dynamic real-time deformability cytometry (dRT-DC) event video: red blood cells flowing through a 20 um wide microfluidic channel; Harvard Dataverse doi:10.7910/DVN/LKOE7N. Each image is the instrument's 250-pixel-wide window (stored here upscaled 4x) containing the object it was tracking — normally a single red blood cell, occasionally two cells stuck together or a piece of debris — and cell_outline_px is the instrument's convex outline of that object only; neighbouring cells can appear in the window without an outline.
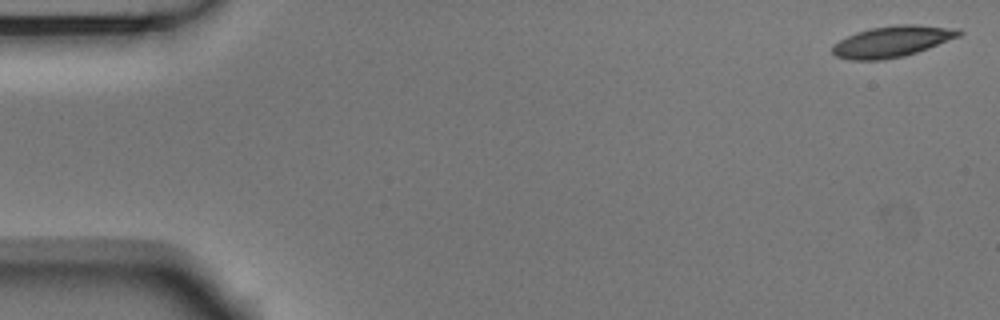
{"species": "Egyptian fruit bat (a non-hibernating species)", "species_latin": "Rousettus aegyptiacus", "temperature_condition": "room temperature", "stored_images_in_passage": 51, "camera_frame_rate_fps": 3000, "um_per_image_px": 0.085, "animal": {"sex": "male"}, "frame": {"image": 1, "passage_image": 1, "time_ms": 0.0, "image_size_px": [1000, 320], "cell_outline_px": [[964, 32], [960, 36], [928, 48], [904, 56], [880, 60], [848, 60], [836, 56], [832, 52], [832, 48], [840, 40], [856, 32], [872, 28], [904, 24], [912, 24], [960, 28]], "centroid_in_image_um": [75.87, 3.52], "position_along_channel_um": 9.1, "area_um2": 22.77}}
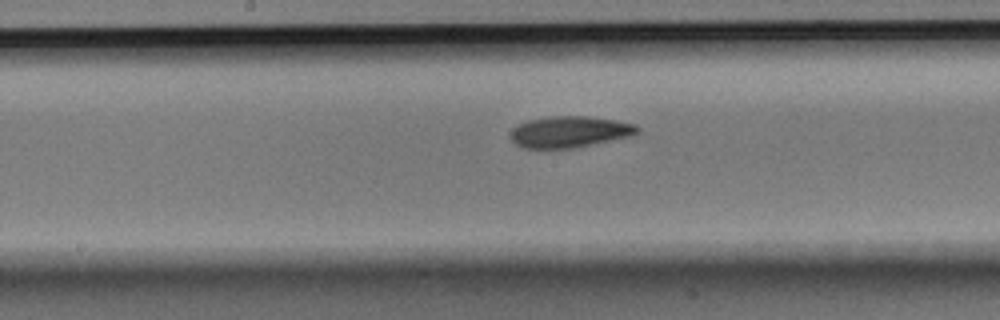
{"frame": {"image": 2, "passage_image": 27, "time_ms": 8.667, "image_size_px": [1000, 320], "cell_outline_px": [[640, 132], [632, 136], [572, 148], [524, 148], [516, 144], [512, 140], [512, 128], [528, 120], [548, 116], [588, 116], [616, 120], [636, 124], [640, 128]], "centroid_in_image_um": [48.47, 11.19], "position_along_channel_um": 199.7, "area_um2": 23.12}}
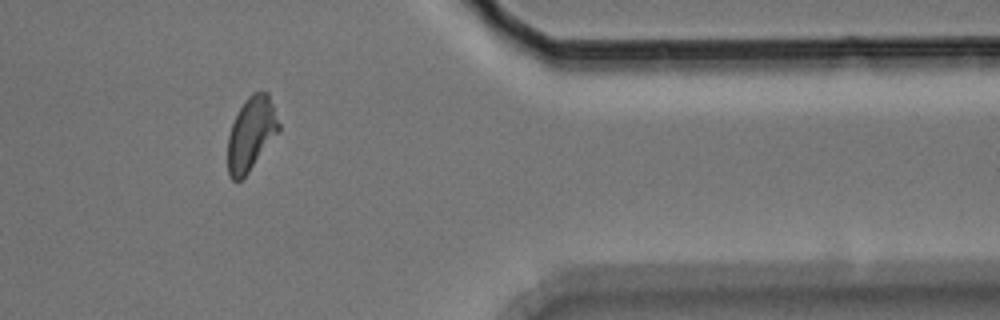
{"frame": {"image": 3, "passage_image": 44, "time_ms": 14.333, "image_size_px": [1000, 320], "cell_outline_px": [[280, 128], [248, 172], [240, 180], [232, 180], [228, 176], [228, 136], [232, 124], [244, 100], [252, 92], [268, 92], [280, 124]], "centroid_in_image_um": [21.33, 11.34], "position_along_channel_um": 390.1, "area_um2": 21.39}, "authors_computed_cell_mechanics": {"area_um2": 22.6576, "velocity_mm_per_s": 3.7231, "shape_relaxation_time_tau1_ms": 5.1013, "shape_relaxation_time_tau2_ms": 3.4242, "deformation_change_tau1": 0.1517, "deformation_change_tau2": 0.1049}}